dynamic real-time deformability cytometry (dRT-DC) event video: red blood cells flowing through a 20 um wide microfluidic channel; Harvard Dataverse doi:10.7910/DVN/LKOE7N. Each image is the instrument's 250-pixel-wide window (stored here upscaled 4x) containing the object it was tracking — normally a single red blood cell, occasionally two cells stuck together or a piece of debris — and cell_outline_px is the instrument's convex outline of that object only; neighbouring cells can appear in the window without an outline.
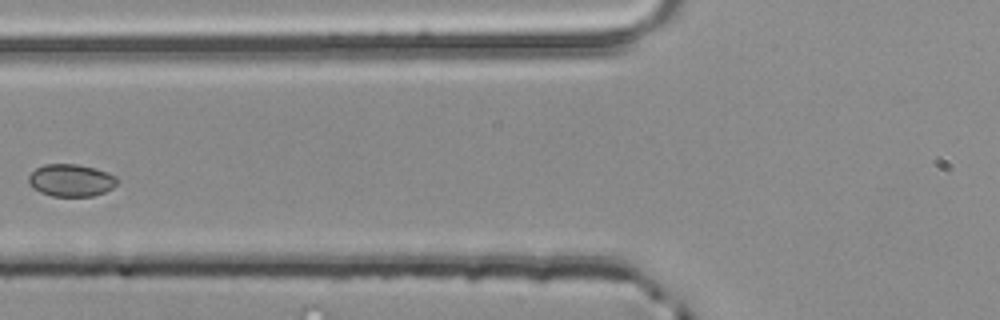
{"species": "common noctule bat (a hibernating species)", "species_latin": "Nyctalus noctula", "temperature_condition": "room temperature", "stored_images_in_passage": 2, "camera_frame_rate_fps": 3000, "um_per_image_px": 0.085, "animal": {"sex": "male", "body_mass_g": 20.4}, "frame": {"image": 1, "passage_image": 2, "time_ms": 0.333, "image_size_px": [1000, 320], "cell_outline_px": [[120, 180], [112, 188], [104, 192], [92, 196], [52, 196], [40, 192], [28, 184], [28, 176], [36, 168], [44, 164], [76, 164], [92, 168], [116, 176]], "centroid_in_image_um": [6.02, 15.33], "position_along_channel_um": 119.8, "area_um2": 16.59}}